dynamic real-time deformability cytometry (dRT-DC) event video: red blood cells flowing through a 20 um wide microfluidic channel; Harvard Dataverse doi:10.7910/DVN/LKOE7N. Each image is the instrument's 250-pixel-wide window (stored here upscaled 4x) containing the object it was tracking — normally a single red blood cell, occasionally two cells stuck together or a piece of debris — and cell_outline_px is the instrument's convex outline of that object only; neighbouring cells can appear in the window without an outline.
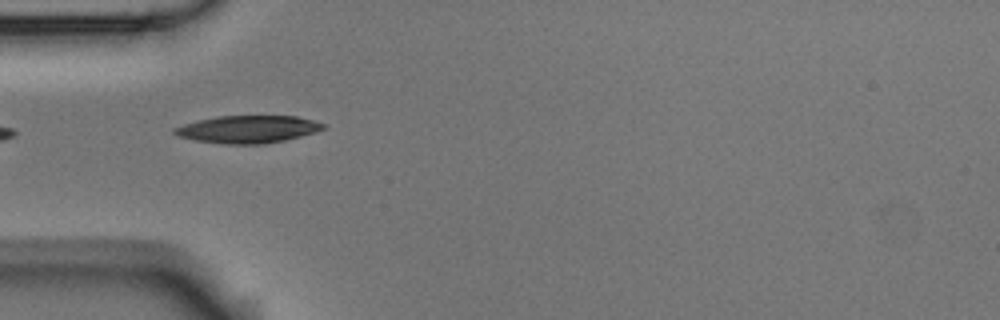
{"species": "Egyptian fruit bat (a non-hibernating species)", "species_latin": "Rousettus aegyptiacus", "temperature_condition": "room temperature", "stored_images_in_passage": 10, "camera_frame_rate_fps": 3000, "um_per_image_px": 0.085, "animal": {"sex": "male"}, "frame": {"image": 1, "passage_image": 5, "time_ms": 4.667, "image_size_px": [1000, 320], "cell_outline_px": [[328, 128], [316, 132], [284, 140], [264, 144], [228, 144], [196, 140], [180, 136], [172, 132], [172, 128], [184, 124], [200, 120], [220, 116], [296, 116], [328, 124]], "centroid_in_image_um": [21.13, 10.98], "position_along_channel_um": 63.9, "area_um2": 23.7}}
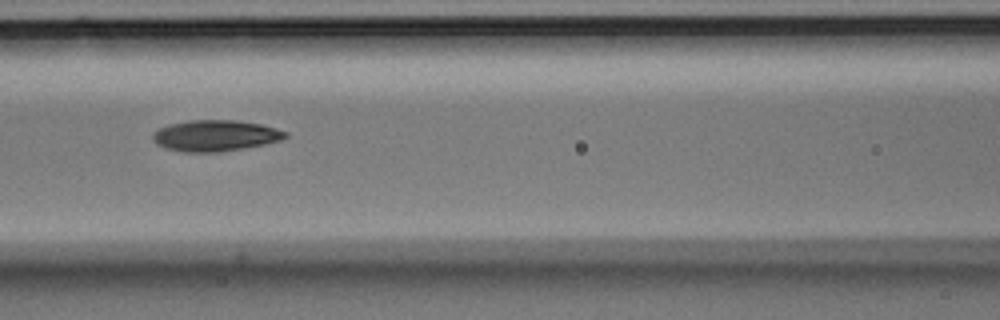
{"frame": {"image": 2, "passage_image": 7, "time_ms": 7.0, "image_size_px": [1000, 320], "cell_outline_px": [[288, 136], [280, 140], [264, 144], [216, 152], [184, 152], [168, 148], [156, 144], [152, 140], [152, 132], [168, 124], [188, 120], [236, 120], [260, 124], [276, 128], [288, 132]], "centroid_in_image_um": [18.27, 11.51], "position_along_channel_um": 148.3, "area_um2": 23.93}}
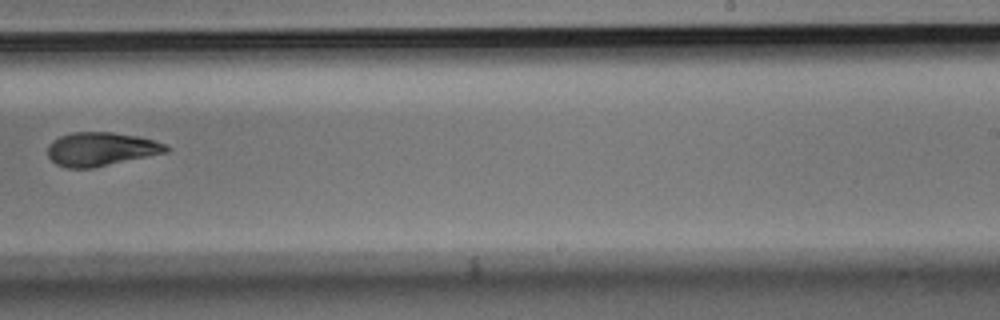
{"frame": {"image": 3, "passage_image": 10, "time_ms": 10.667, "image_size_px": [1000, 320], "cell_outline_px": [[172, 148], [168, 152], [92, 168], [68, 168], [56, 164], [48, 156], [48, 144], [52, 140], [60, 136], [72, 132], [112, 132], [140, 136], [168, 144]], "centroid_in_image_um": [8.62, 12.66], "position_along_channel_um": 280.4, "area_um2": 23.47}}